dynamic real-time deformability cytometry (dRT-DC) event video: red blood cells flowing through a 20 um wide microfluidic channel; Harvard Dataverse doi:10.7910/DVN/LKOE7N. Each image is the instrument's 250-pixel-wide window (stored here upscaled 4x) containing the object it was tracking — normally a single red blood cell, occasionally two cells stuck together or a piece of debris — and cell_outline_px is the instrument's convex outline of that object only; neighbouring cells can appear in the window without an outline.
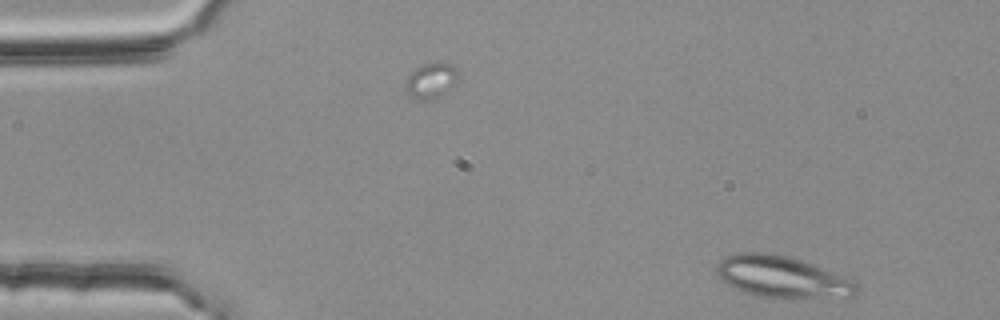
{"species": "common noctule bat (a hibernating species)", "species_latin": "Nyctalus noctula", "temperature_condition": "room temperature", "stored_images_in_passage": 47, "camera_frame_rate_fps": 3000, "um_per_image_px": 0.085, "animal": {"sex": "female", "body_mass_g": 25.1}, "frame": {"image": 1, "passage_image": 1, "time_ms": 0.0, "image_size_px": [1000, 320], "cell_outline_px": [[856, 292], [852, 296], [756, 296], [744, 292], [720, 280], [716, 272], [716, 268], [728, 256], [744, 252], [764, 252], [784, 256], [800, 260], [840, 276], [856, 284]], "centroid_in_image_um": [66.36, 23.52], "position_along_channel_um": 18.6, "area_um2": 32.02}}
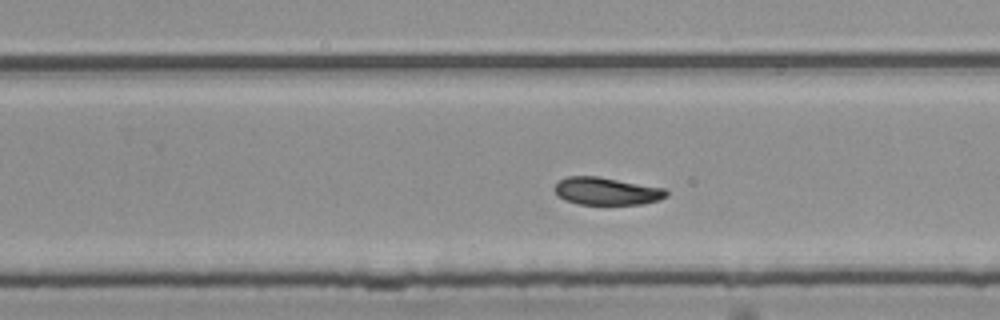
{"frame": {"image": 2, "passage_image": 30, "time_ms": 9.667, "image_size_px": [1000, 320], "cell_outline_px": [[668, 196], [660, 200], [640, 204], [576, 204], [564, 200], [556, 196], [552, 188], [560, 180], [568, 176], [596, 176], [664, 188], [668, 192]], "centroid_in_image_um": [51.51, 16.25], "position_along_channel_um": 278.3, "area_um2": 18.03}}
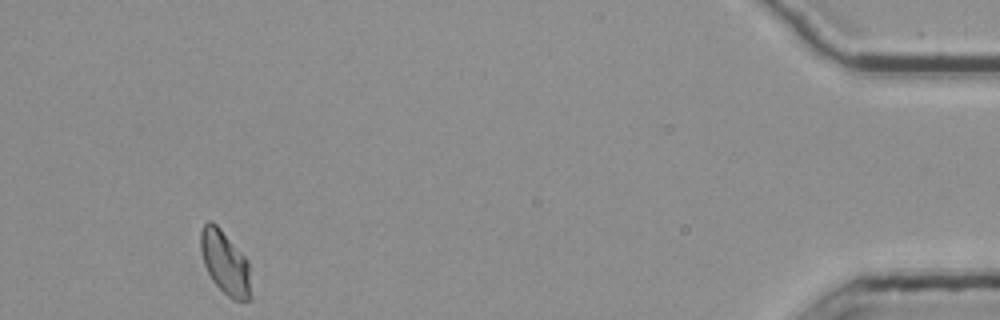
{"frame": {"image": 3, "passage_image": 47, "time_ms": 15.333, "image_size_px": [1000, 320], "cell_outline_px": [[252, 300], [232, 300], [212, 280], [204, 264], [200, 252], [200, 232], [204, 224], [208, 220], [216, 224], [220, 228], [248, 260], [252, 296]], "centroid_in_image_um": [19.14, 22.34], "position_along_channel_um": 416.1, "area_um2": 18.67}, "authors_computed_cell_mechanics": {"area_um2": 18.8428, "velocity_mm_per_s": 3.7365, "shape_relaxation_time_tau1_ms": 7.8033, "shape_relaxation_time_tau2_ms": null, "deformation_change_tau1": 0.1596, "deformation_change_tau2": null}}